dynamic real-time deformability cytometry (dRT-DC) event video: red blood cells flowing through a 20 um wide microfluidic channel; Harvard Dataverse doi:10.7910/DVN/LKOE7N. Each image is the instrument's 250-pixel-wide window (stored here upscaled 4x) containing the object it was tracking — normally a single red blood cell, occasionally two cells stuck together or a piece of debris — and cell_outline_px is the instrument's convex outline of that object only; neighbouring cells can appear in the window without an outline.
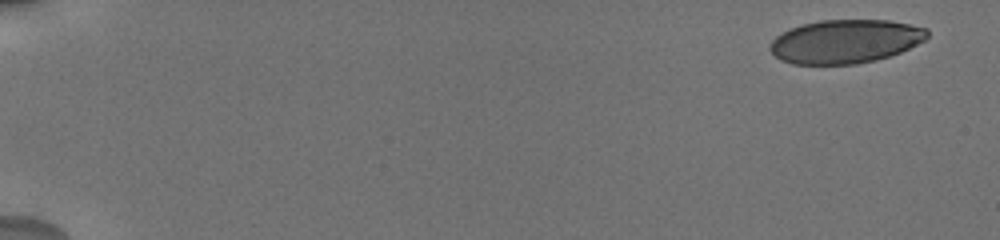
{"species": "human", "species_latin": "Homo sapiens", "temperature_condition": "cold", "stored_images_in_passage": 24, "camera_frame_rate_fps": 3000, "um_per_image_px": 0.085, "donor": {"sex": "male"}, "frame": {"image": 1, "passage_image": 1, "time_ms": 0.0, "image_size_px": [1000, 240], "cell_outline_px": [[928, 36], [924, 40], [900, 52], [876, 60], [856, 64], [792, 64], [780, 60], [768, 48], [768, 44], [776, 36], [792, 28], [804, 24], [820, 20], [888, 20], [928, 28]], "centroid_in_image_um": [71.84, 3.52], "position_along_channel_um": 13.2, "area_um2": 39.82}}
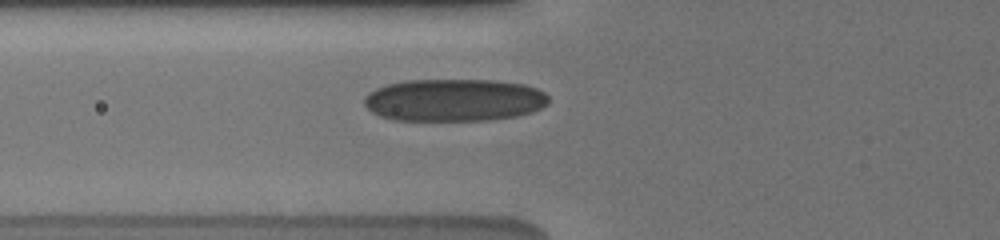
{"frame": {"image": 2, "passage_image": 11, "time_ms": 6.667, "image_size_px": [1000, 240], "cell_outline_px": [[548, 104], [532, 112], [516, 116], [488, 120], [396, 120], [380, 116], [372, 112], [364, 104], [364, 96], [368, 92], [376, 88], [388, 84], [404, 80], [496, 80], [524, 84], [536, 88], [544, 92], [548, 96]], "centroid_in_image_um": [38.59, 8.5], "position_along_channel_um": 87.2, "area_um2": 45.78}}
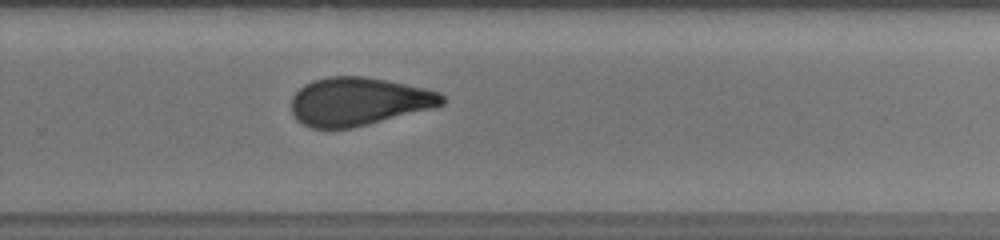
{"frame": {"image": 3, "passage_image": 24, "time_ms": 12.333, "image_size_px": [1000, 240], "cell_outline_px": [[444, 104], [436, 108], [352, 128], [312, 128], [296, 120], [292, 116], [292, 96], [304, 84], [312, 80], [328, 76], [364, 76], [388, 80], [424, 88], [440, 92], [444, 96]], "centroid_in_image_um": [30.49, 8.62], "position_along_channel_um": 299.3, "area_um2": 42.66}}